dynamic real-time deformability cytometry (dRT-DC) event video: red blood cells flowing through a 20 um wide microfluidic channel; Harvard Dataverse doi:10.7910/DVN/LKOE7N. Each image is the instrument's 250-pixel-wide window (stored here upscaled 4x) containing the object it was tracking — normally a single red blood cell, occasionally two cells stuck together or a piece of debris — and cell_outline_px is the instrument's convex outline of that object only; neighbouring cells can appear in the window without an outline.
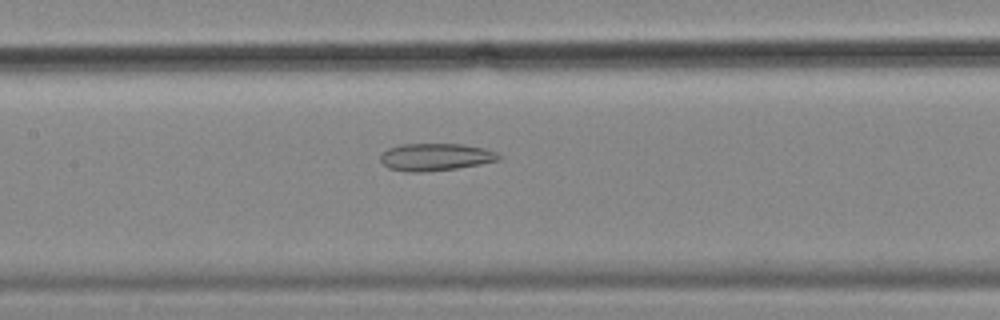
{"species": "common noctule bat (a hibernating species)", "species_latin": "Nyctalus noctula", "temperature_condition": "cold", "stored_images_in_passage": 40, "camera_frame_rate_fps": 3000, "um_per_image_px": 0.085, "animal": {"sex": "female", "body_mass_g": 18.4}, "frame": {"image": 1, "passage_image": 10, "time_ms": 3.0, "image_size_px": [1000, 320], "cell_outline_px": [[504, 156], [500, 160], [480, 164], [456, 168], [424, 172], [408, 172], [388, 168], [380, 160], [380, 156], [388, 148], [400, 144], [464, 144], [484, 148], [496, 152]], "centroid_in_image_um": [37.04, 13.34], "position_along_channel_um": 170.4, "area_um2": 18.96}}
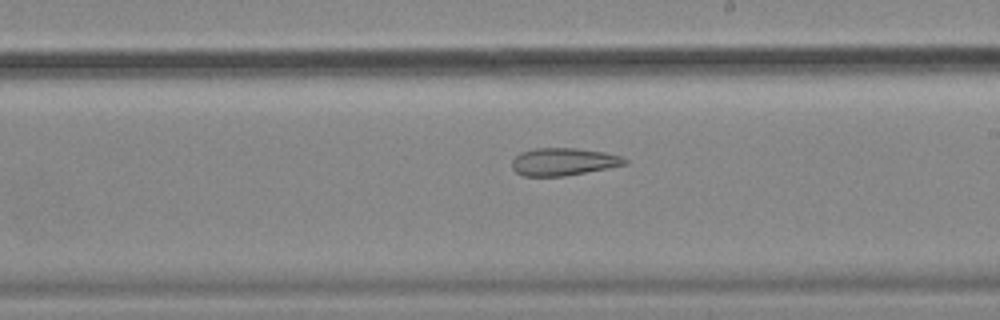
{"frame": {"image": 2, "passage_image": 16, "time_ms": 5.0, "image_size_px": [1000, 320], "cell_outline_px": [[628, 164], [608, 168], [564, 176], [524, 176], [516, 172], [512, 168], [512, 160], [520, 152], [536, 148], [576, 148], [604, 152], [620, 156], [628, 160]], "centroid_in_image_um": [47.89, 13.74], "position_along_channel_um": 241.1, "area_um2": 18.09}}
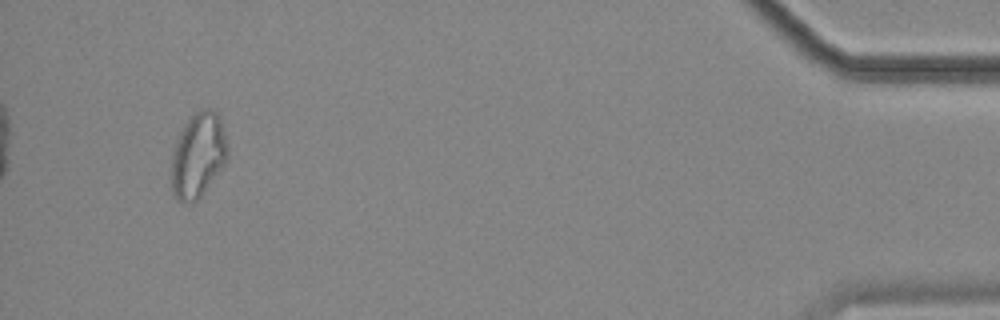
{"frame": {"image": 3, "passage_image": 37, "time_ms": 12.0, "image_size_px": [1000, 320], "cell_outline_px": [[228, 160], [204, 192], [196, 200], [180, 200], [172, 192], [172, 152], [176, 140], [184, 124], [196, 112], [204, 108], [216, 108], [220, 116], [228, 144]], "centroid_in_image_um": [16.88, 13.12], "position_along_channel_um": 418.3, "area_um2": 27.74}, "authors_computed_cell_mechanics": {"area_um2": 20.8369, "velocity_mm_per_s": 3.5584, "shape_relaxation_time_tau1_ms": null, "shape_relaxation_time_tau2_ms": 4.6395, "deformation_change_tau1": null, "deformation_change_tau2": 0.1359}}